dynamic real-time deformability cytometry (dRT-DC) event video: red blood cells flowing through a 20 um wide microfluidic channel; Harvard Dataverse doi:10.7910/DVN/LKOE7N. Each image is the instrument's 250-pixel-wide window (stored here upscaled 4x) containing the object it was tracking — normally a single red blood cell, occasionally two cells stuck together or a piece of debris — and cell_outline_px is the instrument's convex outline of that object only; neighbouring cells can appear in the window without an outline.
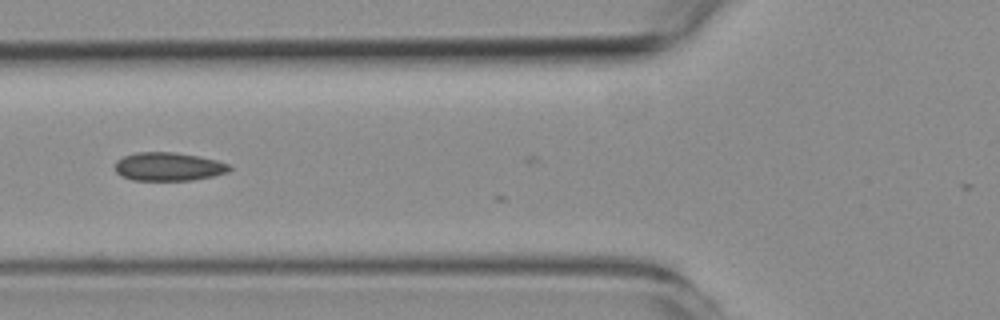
{"species": "common noctule bat (a hibernating species)", "species_latin": "Nyctalus noctula", "temperature_condition": "room temperature", "stored_images_in_passage": 5, "camera_frame_rate_fps": 3000, "um_per_image_px": 0.085, "animal": {"sex": "female", "body_mass_g": 19.3, "forearm_length_mm": 54.1}, "frame": {"image": 1, "passage_image": 4, "time_ms": 1.0, "image_size_px": [1000, 320], "cell_outline_px": [[232, 168], [228, 172], [212, 176], [192, 180], [132, 180], [120, 176], [116, 172], [116, 160], [124, 156], [136, 152], [172, 152], [196, 156], [216, 160], [228, 164]], "centroid_in_image_um": [14.29, 14.17], "position_along_channel_um": 111.5, "area_um2": 18.84}}